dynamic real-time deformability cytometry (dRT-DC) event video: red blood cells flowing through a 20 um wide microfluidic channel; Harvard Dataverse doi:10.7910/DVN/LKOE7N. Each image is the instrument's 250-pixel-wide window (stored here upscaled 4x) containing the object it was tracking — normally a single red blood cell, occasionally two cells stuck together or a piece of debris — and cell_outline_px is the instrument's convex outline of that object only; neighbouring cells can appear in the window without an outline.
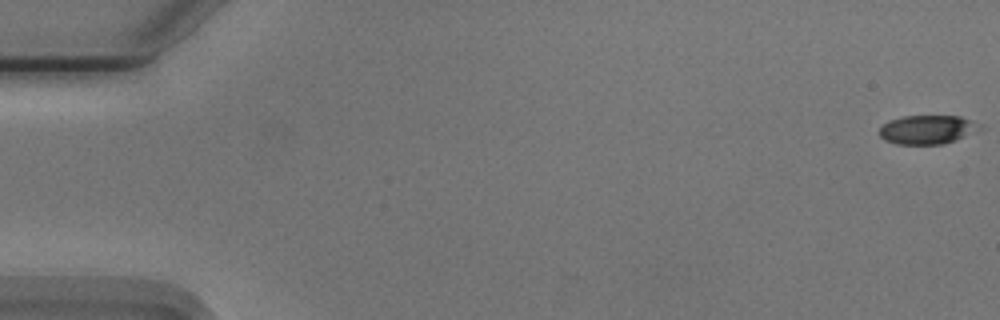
{"species": "Egyptian fruit bat (a non-hibernating species)", "species_latin": "Rousettus aegyptiacus", "temperature_condition": "cold", "stored_images_in_passage": 7, "camera_frame_rate_fps": 3000, "um_per_image_px": 0.085, "animal": {"sex": "male"}, "frame": {"image": 1, "passage_image": 1, "time_ms": 0.0, "image_size_px": [1000, 320], "cell_outline_px": [[968, 124], [960, 136], [956, 140], [940, 144], [896, 144], [880, 136], [880, 128], [888, 120], [904, 116], [960, 116], [968, 120]], "centroid_in_image_um": [78.51, 11.01], "position_along_channel_um": 6.5, "area_um2": 15.32}}